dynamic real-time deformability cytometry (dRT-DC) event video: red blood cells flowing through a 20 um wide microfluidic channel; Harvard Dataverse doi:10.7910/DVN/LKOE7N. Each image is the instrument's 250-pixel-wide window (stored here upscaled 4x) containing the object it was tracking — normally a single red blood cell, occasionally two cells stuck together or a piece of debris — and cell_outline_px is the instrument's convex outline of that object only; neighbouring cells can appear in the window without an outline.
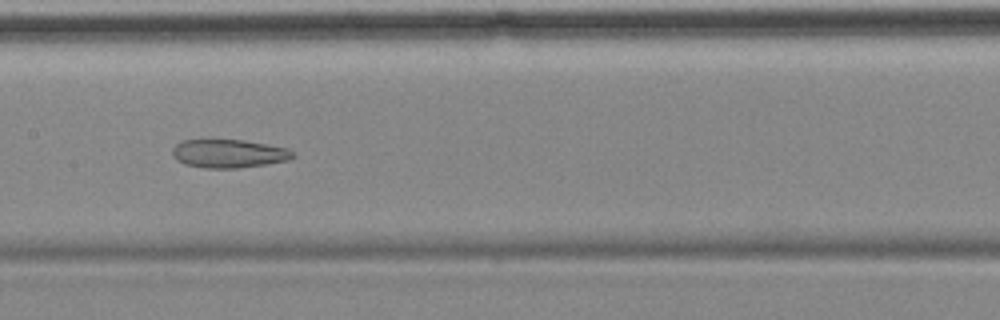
{"species": "common noctule bat (a hibernating species)", "species_latin": "Nyctalus noctula", "temperature_condition": "cold", "stored_images_in_passage": 7, "camera_frame_rate_fps": 3000, "um_per_image_px": 0.085, "animal": {"sex": "female", "body_mass_g": 18.4}, "frame": {"image": 1, "passage_image": 7, "time_ms": 7.333, "image_size_px": [1000, 320], "cell_outline_px": [[296, 156], [288, 160], [240, 168], [204, 168], [184, 164], [176, 160], [172, 156], [172, 148], [180, 140], [244, 140], [288, 148], [296, 152]], "centroid_in_image_um": [19.44, 13.05], "position_along_channel_um": 188.0, "area_um2": 20.11}}